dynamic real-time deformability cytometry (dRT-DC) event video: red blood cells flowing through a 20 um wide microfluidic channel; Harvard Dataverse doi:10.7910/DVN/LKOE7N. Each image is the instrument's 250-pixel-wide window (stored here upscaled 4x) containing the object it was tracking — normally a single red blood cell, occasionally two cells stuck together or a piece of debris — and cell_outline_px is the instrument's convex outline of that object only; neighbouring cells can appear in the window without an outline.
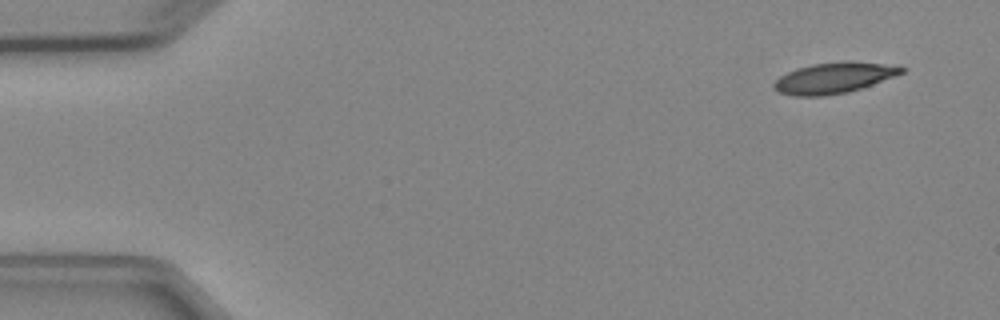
{"species": "Egyptian fruit bat (a non-hibernating species)", "species_latin": "Rousettus aegyptiacus", "temperature_condition": "cold", "stored_images_in_passage": 5, "segment_of_instrument_passage": [1, 2], "camera_frame_rate_fps": 3000, "um_per_image_px": 0.085, "animal": {"sex": "female"}, "frame": {"image": 1, "passage_image": 1, "time_ms": 0.0, "image_size_px": [1000, 320], "cell_outline_px": [[908, 68], [904, 72], [872, 84], [848, 92], [824, 96], [796, 96], [780, 92], [772, 84], [780, 76], [796, 68], [812, 64], [844, 60], [852, 60], [900, 64]], "centroid_in_image_um": [70.98, 6.58], "position_along_channel_um": 14.0, "area_um2": 23.29}}
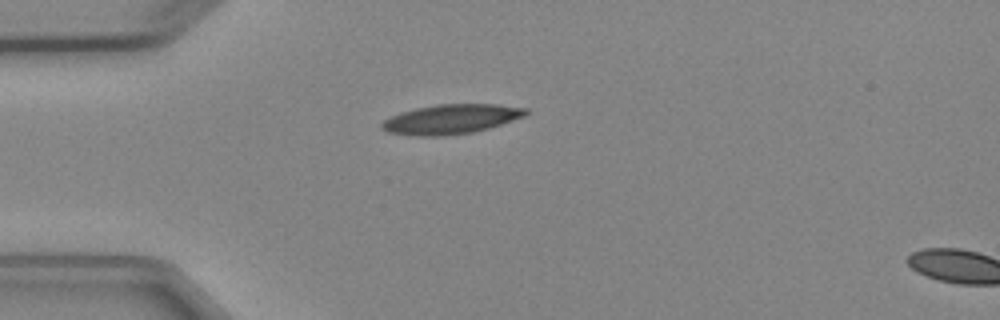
{"frame": {"image": 2, "passage_image": 4, "time_ms": 3.333, "image_size_px": [1000, 320], "cell_outline_px": [[528, 112], [524, 116], [488, 128], [472, 132], [444, 136], [416, 136], [388, 132], [380, 128], [380, 124], [384, 120], [400, 112], [416, 108], [436, 104], [496, 104], [528, 108]], "centroid_in_image_um": [38.31, 10.12], "position_along_channel_um": 46.7, "area_um2": 24.74}}